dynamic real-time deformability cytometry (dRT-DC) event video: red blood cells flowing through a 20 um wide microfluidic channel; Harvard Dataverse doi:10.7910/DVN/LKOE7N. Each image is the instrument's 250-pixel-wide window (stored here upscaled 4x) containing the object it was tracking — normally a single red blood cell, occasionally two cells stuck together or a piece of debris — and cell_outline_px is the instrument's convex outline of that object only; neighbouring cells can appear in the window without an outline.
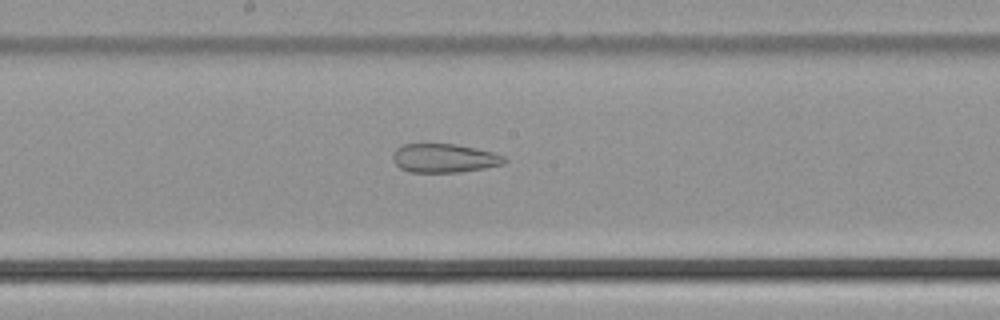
{"species": "common noctule bat (a hibernating species)", "species_latin": "Nyctalus noctula", "temperature_condition": "cold", "stored_images_in_passage": 49, "camera_frame_rate_fps": 3000, "um_per_image_px": 0.085, "animal": {"sex": "male", "body_mass_g": 21.5, "forearm_length_mm": 52.0}, "frame": {"image": 1, "passage_image": 27, "time_ms": 8.667, "image_size_px": [1000, 320], "cell_outline_px": [[504, 164], [484, 168], [460, 172], [408, 172], [400, 168], [392, 160], [392, 156], [396, 148], [404, 144], [456, 144], [476, 148], [492, 152], [504, 156]], "centroid_in_image_um": [37.72, 13.44], "position_along_channel_um": 210.5, "area_um2": 18.67}}
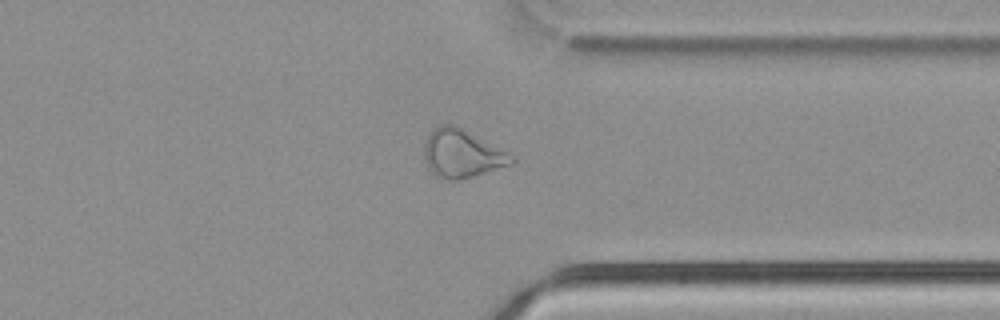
{"frame": {"image": 2, "passage_image": 39, "time_ms": 12.667, "image_size_px": [1000, 320], "cell_outline_px": [[516, 160], [512, 164], [472, 176], [456, 180], [448, 180], [436, 176], [428, 168], [424, 160], [424, 144], [428, 136], [440, 124], [456, 124], [516, 156]], "centroid_in_image_um": [39.28, 13.05], "position_along_channel_um": 372.1, "area_um2": 24.57}}
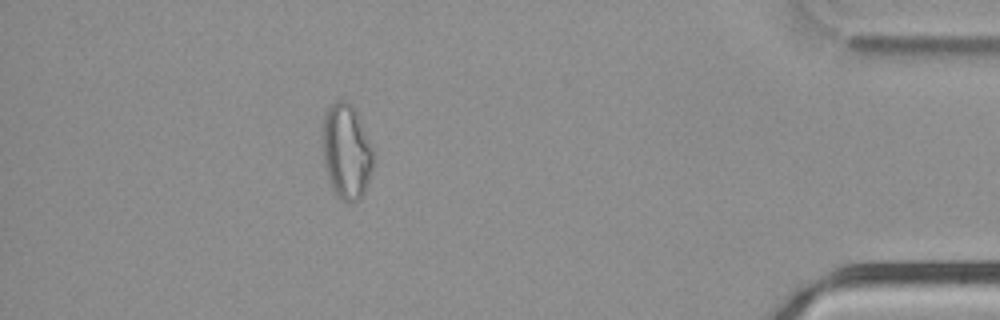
{"frame": {"image": 3, "passage_image": 45, "time_ms": 14.667, "image_size_px": [1000, 320], "cell_outline_px": [[372, 168], [364, 192], [356, 200], [344, 200], [332, 188], [324, 168], [324, 112], [328, 104], [336, 100], [344, 100], [352, 104], [356, 108], [372, 148]], "centroid_in_image_um": [29.44, 12.78], "position_along_channel_um": 405.8, "area_um2": 27.63}}